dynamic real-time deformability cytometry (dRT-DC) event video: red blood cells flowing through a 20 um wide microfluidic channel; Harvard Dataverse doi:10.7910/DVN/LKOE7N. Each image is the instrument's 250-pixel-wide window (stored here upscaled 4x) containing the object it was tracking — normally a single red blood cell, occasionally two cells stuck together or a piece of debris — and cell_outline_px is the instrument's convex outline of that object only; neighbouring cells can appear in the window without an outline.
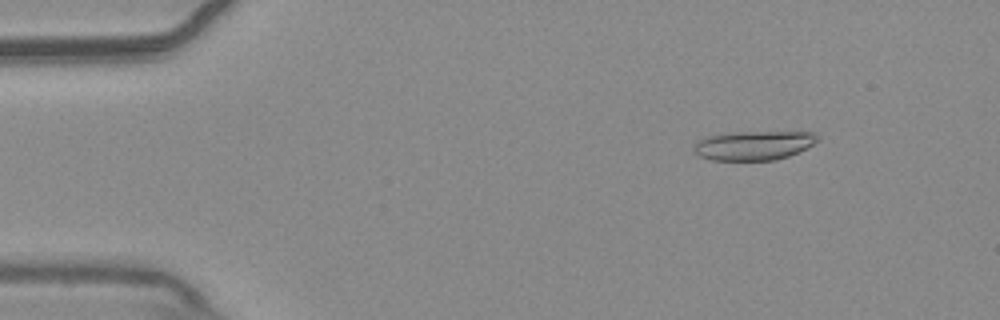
{"species": "common noctule bat (a hibernating species)", "species_latin": "Nyctalus noctula", "temperature_condition": "warm", "stored_images_in_passage": 52, "camera_frame_rate_fps": 3000, "um_per_image_px": 0.085, "animal": {"sex": "male", "body_mass_g": 20.4}, "frame": {"image": 1, "passage_image": 6, "time_ms": 1.667, "image_size_px": [1000, 320], "cell_outline_px": [[820, 140], [808, 148], [788, 156], [776, 160], [712, 160], [696, 156], [692, 144], [696, 140], [708, 136], [736, 132], [816, 132], [820, 136]], "centroid_in_image_um": [64.07, 12.36], "position_along_channel_um": 20.9, "area_um2": 21.39}}
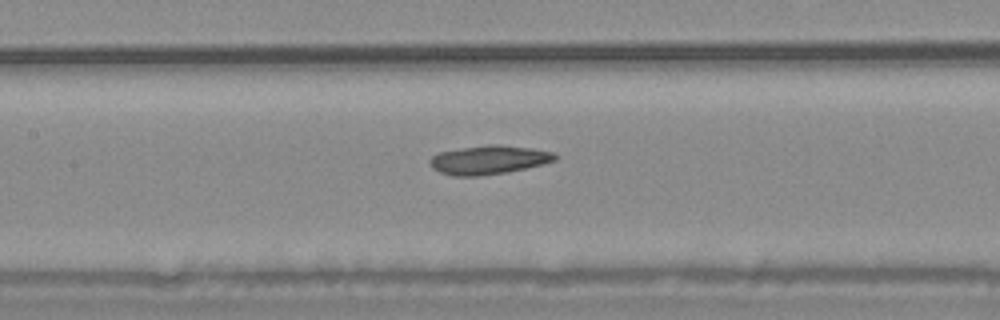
{"frame": {"image": 2, "passage_image": 23, "time_ms": 7.333, "image_size_px": [1000, 320], "cell_outline_px": [[560, 156], [556, 160], [544, 164], [508, 172], [480, 176], [452, 176], [440, 172], [432, 168], [428, 160], [432, 156], [440, 152], [464, 148], [492, 144], [500, 144], [532, 148], [556, 152]], "centroid_in_image_um": [41.6, 13.59], "position_along_channel_um": 165.8, "area_um2": 21.21}}
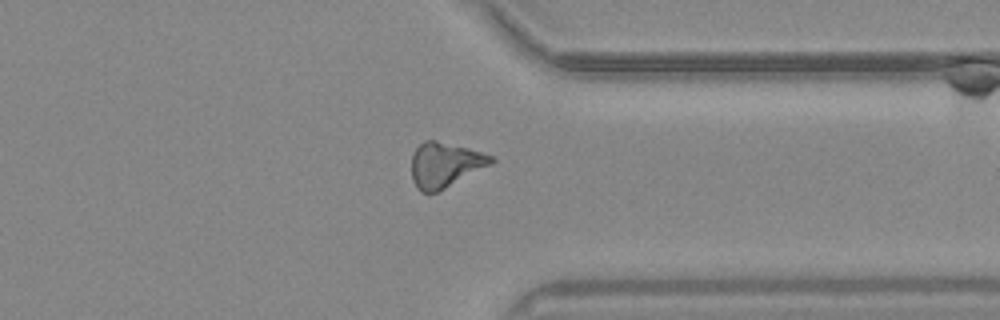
{"frame": {"image": 3, "passage_image": 40, "time_ms": 13.0, "image_size_px": [1000, 320], "cell_outline_px": [[496, 160], [492, 164], [436, 192], [420, 192], [416, 188], [412, 180], [412, 152], [424, 140], [436, 140], [468, 148], [492, 156]], "centroid_in_image_um": [37.79, 14.0], "position_along_channel_um": 373.6, "area_um2": 20.69}, "authors_computed_cell_mechanics": {"area_um2": 20.5768, "velocity_mm_per_s": 3.7277, "shape_relaxation_time_tau1_ms": null, "shape_relaxation_time_tau2_ms": 9.8936, "deformation_change_tau1": null, "deformation_change_tau2": 0.2748}}